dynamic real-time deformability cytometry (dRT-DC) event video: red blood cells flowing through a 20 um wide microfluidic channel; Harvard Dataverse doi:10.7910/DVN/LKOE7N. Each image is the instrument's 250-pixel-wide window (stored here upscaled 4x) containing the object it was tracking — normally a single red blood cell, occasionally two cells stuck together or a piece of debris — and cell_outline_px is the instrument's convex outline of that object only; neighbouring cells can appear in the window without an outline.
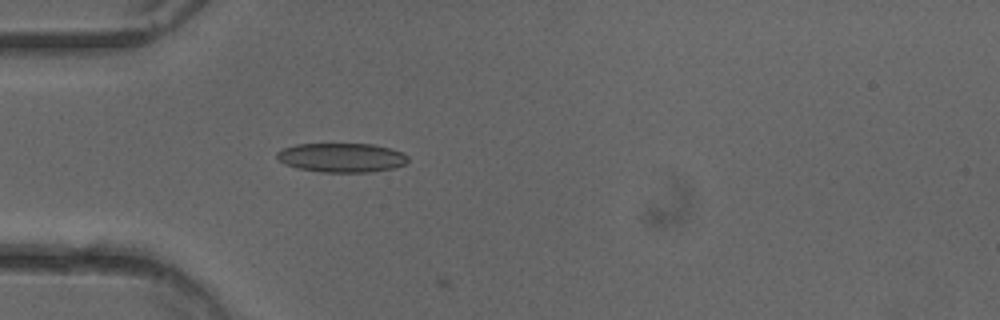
{"species": "common noctule bat (a hibernating species)", "species_latin": "Nyctalus noctula", "temperature_condition": "cold", "stored_images_in_passage": 2, "camera_frame_rate_fps": 3000, "um_per_image_px": 0.085, "animal": {"sex": "female"}, "frame": {"image": 1, "passage_image": 1, "time_ms": 0.0, "image_size_px": [1000, 320], "cell_outline_px": [[408, 160], [404, 164], [396, 168], [372, 172], [320, 172], [300, 168], [284, 164], [276, 156], [276, 152], [284, 148], [296, 144], [376, 144], [404, 152], [408, 156]], "centroid_in_image_um": [29.08, 13.39], "position_along_channel_um": 55.9, "area_um2": 22.43}}